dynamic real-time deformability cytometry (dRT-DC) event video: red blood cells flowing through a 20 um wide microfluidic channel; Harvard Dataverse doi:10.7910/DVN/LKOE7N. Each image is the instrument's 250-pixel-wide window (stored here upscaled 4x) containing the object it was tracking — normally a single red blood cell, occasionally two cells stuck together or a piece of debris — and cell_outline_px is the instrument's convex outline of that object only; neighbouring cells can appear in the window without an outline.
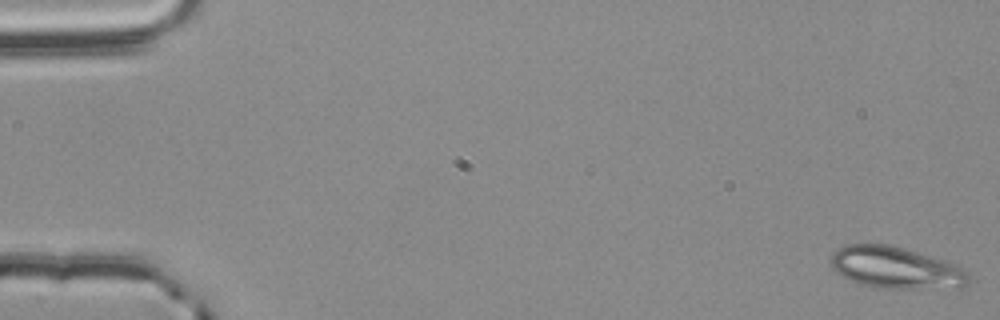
{"species": "common noctule bat (a hibernating species)", "species_latin": "Nyctalus noctula", "temperature_condition": "room temperature", "stored_images_in_passage": 11, "camera_frame_rate_fps": 3000, "um_per_image_px": 0.085, "animal": {"sex": "male", "body_mass_g": 20.4}, "frame": {"image": 1, "passage_image": 1, "time_ms": 0.0, "image_size_px": [1000, 320], "cell_outline_px": [[968, 284], [964, 288], [872, 288], [848, 280], [840, 276], [832, 268], [832, 252], [836, 248], [844, 244], [888, 244], [904, 248], [944, 260], [964, 268], [968, 272]], "centroid_in_image_um": [76.12, 22.76], "position_along_channel_um": 8.9, "area_um2": 33.93}}